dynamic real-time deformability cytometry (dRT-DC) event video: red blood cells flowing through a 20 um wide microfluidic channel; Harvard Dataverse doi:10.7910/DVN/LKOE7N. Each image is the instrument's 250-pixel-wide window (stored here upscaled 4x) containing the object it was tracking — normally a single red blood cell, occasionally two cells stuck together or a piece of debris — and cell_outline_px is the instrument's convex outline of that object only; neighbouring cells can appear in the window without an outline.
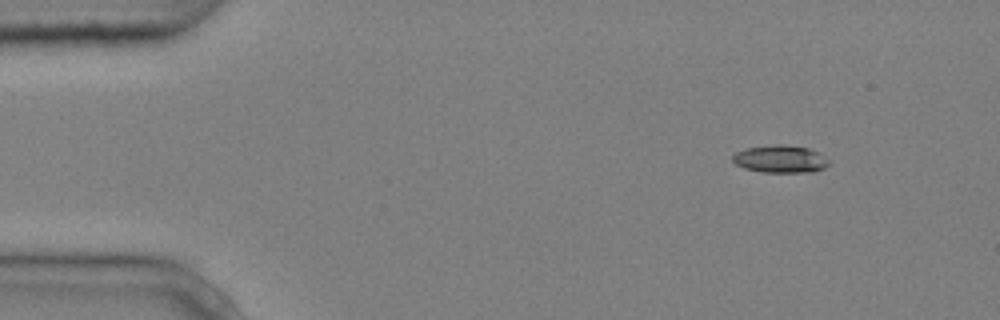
{"species": "common noctule bat (a hibernating species)", "species_latin": "Nyctalus noctula", "temperature_condition": "cold", "stored_images_in_passage": 4, "camera_frame_rate_fps": 3000, "um_per_image_px": 0.085, "animal": {"sex": "male", "body_mass_g": 20.4}, "frame": {"image": 1, "passage_image": 1, "time_ms": 0.0, "image_size_px": [1000, 320], "cell_outline_px": [[828, 164], [824, 168], [812, 172], [760, 172], [744, 168], [736, 164], [732, 160], [732, 156], [736, 152], [744, 148], [776, 144], [780, 144], [808, 148], [820, 152], [828, 160]], "centroid_in_image_um": [66.31, 13.51], "position_along_channel_um": 18.7, "area_um2": 15.49}}
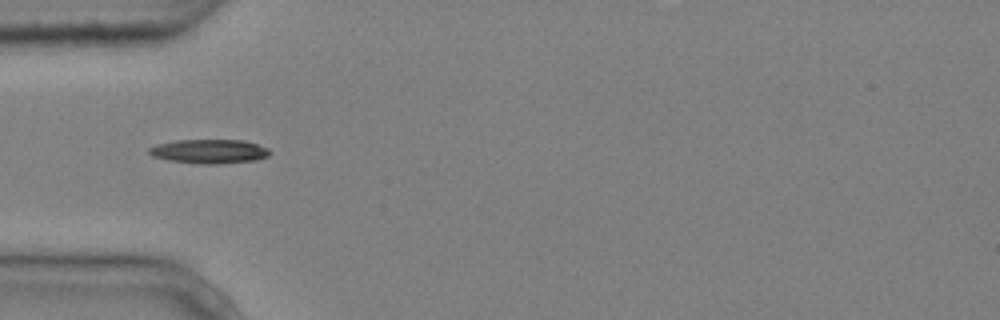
{"frame": {"image": 2, "passage_image": 4, "time_ms": 1.0, "image_size_px": [1000, 320], "cell_outline_px": [[272, 152], [268, 156], [256, 160], [220, 164], [204, 164], [168, 160], [152, 156], [148, 152], [148, 148], [156, 144], [176, 140], [244, 140], [268, 148]], "centroid_in_image_um": [17.79, 12.86], "position_along_channel_um": 67.2, "area_um2": 17.05}}